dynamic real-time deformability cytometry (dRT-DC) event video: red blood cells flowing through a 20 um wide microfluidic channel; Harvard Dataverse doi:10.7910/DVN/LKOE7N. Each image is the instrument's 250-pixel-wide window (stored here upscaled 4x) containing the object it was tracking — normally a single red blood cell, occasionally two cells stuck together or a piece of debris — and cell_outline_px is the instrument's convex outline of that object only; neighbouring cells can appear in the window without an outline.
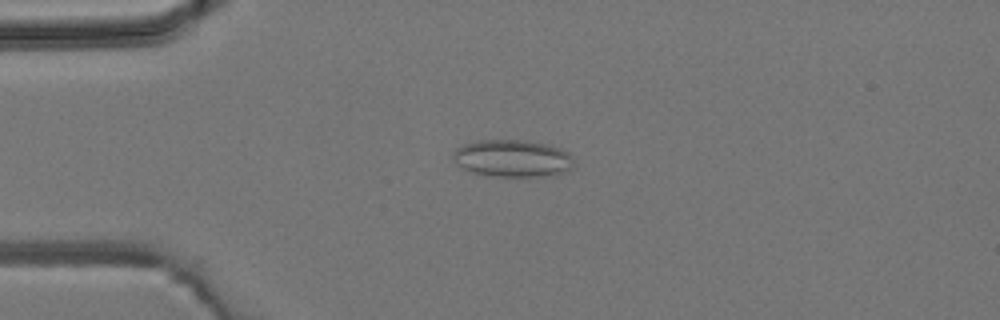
{"species": "common noctule bat (a hibernating species)", "species_latin": "Nyctalus noctula", "temperature_condition": "room temperature", "stored_images_in_passage": 4, "camera_frame_rate_fps": 3000, "um_per_image_px": 0.085, "animal": {"sex": "male", "body_mass_g": 19.2, "forearm_length_mm": 51.8}, "frame": {"image": 1, "passage_image": 3, "time_ms": 3.0, "image_size_px": [1000, 320], "cell_outline_px": [[572, 168], [568, 172], [556, 176], [500, 176], [476, 172], [464, 168], [456, 164], [452, 156], [452, 152], [456, 148], [464, 144], [480, 140], [528, 140], [552, 144], [564, 148], [572, 156]], "centroid_in_image_um": [43.65, 13.44], "position_along_channel_um": 41.4, "area_um2": 26.53}}